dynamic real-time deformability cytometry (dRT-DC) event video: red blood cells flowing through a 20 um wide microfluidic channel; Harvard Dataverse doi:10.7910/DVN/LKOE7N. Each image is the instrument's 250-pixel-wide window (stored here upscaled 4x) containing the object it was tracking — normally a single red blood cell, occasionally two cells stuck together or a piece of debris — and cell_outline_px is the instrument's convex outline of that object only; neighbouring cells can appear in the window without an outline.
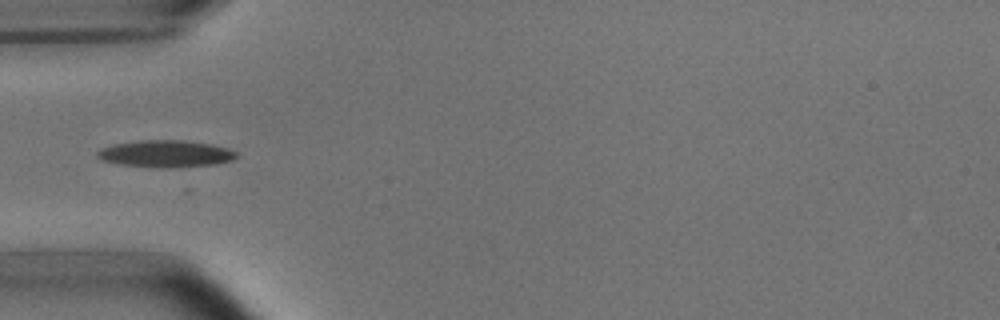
{"species": "common noctule bat (a hibernating species)", "species_latin": "Nyctalus noctula", "temperature_condition": "room temperature", "stored_images_in_passage": 8, "camera_frame_rate_fps": 3000, "um_per_image_px": 0.085, "animal": {"sex": "male", "body_mass_g": 15.6}, "frame": {"image": 1, "passage_image": 5, "time_ms": 4.667, "image_size_px": [1000, 320], "cell_outline_px": [[240, 156], [232, 160], [216, 164], [168, 168], [164, 168], [116, 164], [100, 160], [96, 156], [96, 152], [100, 148], [112, 144], [140, 140], [184, 140], [208, 144], [228, 148], [236, 152]], "centroid_in_image_um": [14.04, 13.07], "position_along_channel_um": 71.0, "area_um2": 22.08}}
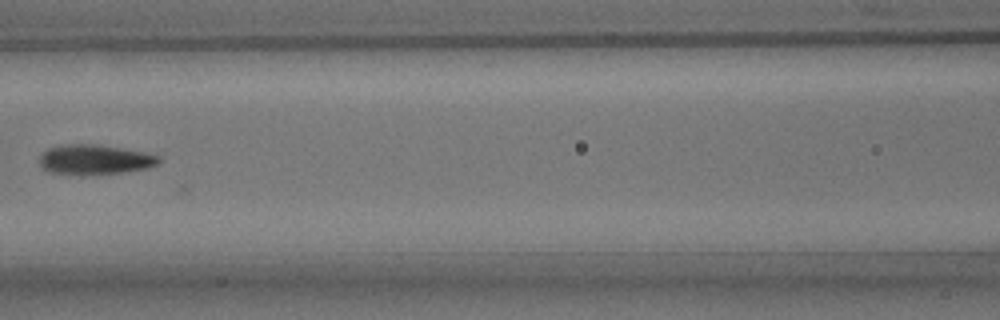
{"frame": {"image": 2, "passage_image": 7, "time_ms": 7.0, "image_size_px": [1000, 320], "cell_outline_px": [[160, 160], [156, 164], [148, 168], [120, 172], [80, 176], [48, 172], [40, 168], [40, 152], [48, 148], [60, 144], [96, 144], [144, 152], [160, 156]], "centroid_in_image_um": [7.96, 13.57], "position_along_channel_um": 158.6, "area_um2": 21.1}}
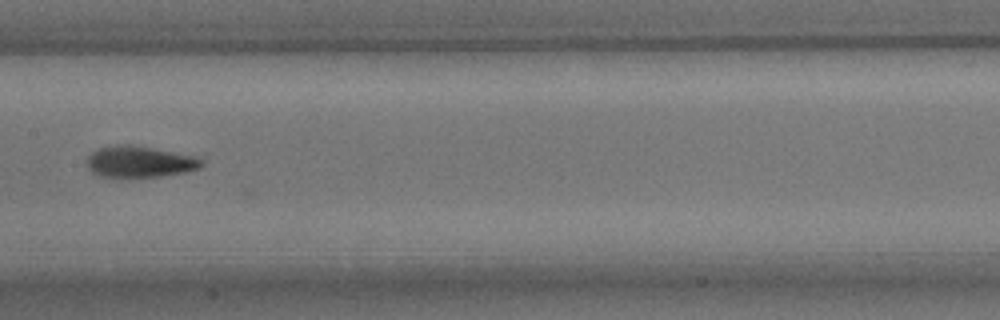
{"frame": {"image": 3, "passage_image": 8, "time_ms": 8.0, "image_size_px": [1000, 320], "cell_outline_px": [[204, 164], [200, 168], [184, 172], [160, 176], [100, 176], [92, 172], [88, 168], [88, 156], [92, 152], [100, 148], [120, 144], [132, 144], [196, 156], [204, 160]], "centroid_in_image_um": [11.91, 13.73], "position_along_channel_um": 195.5, "area_um2": 20.69}}